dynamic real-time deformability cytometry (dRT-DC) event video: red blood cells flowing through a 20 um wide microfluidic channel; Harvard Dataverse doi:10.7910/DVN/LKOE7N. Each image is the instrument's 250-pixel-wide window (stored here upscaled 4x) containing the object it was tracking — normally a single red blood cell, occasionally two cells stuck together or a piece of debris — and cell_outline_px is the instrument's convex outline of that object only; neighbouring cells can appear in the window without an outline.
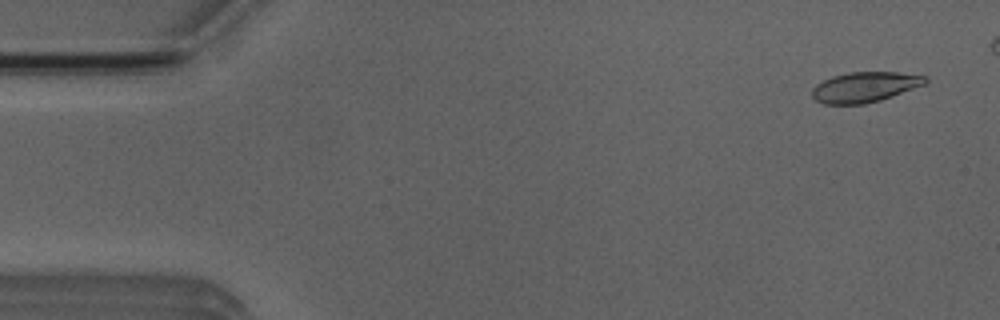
{"species": "Egyptian fruit bat (a non-hibernating species)", "species_latin": "Rousettus aegyptiacus", "temperature_condition": "room temperature", "stored_images_in_passage": 4, "camera_frame_rate_fps": 3000, "um_per_image_px": 0.085, "animal": {"sex": "male"}, "frame": {"image": 1, "passage_image": 1, "time_ms": 0.0, "image_size_px": [1000, 320], "cell_outline_px": [[928, 80], [924, 84], [892, 96], [880, 100], [864, 104], [824, 104], [816, 100], [812, 96], [812, 88], [816, 84], [832, 76], [848, 72], [896, 72], [928, 76]], "centroid_in_image_um": [73.49, 7.39], "position_along_channel_um": 11.5, "area_um2": 19.88}}